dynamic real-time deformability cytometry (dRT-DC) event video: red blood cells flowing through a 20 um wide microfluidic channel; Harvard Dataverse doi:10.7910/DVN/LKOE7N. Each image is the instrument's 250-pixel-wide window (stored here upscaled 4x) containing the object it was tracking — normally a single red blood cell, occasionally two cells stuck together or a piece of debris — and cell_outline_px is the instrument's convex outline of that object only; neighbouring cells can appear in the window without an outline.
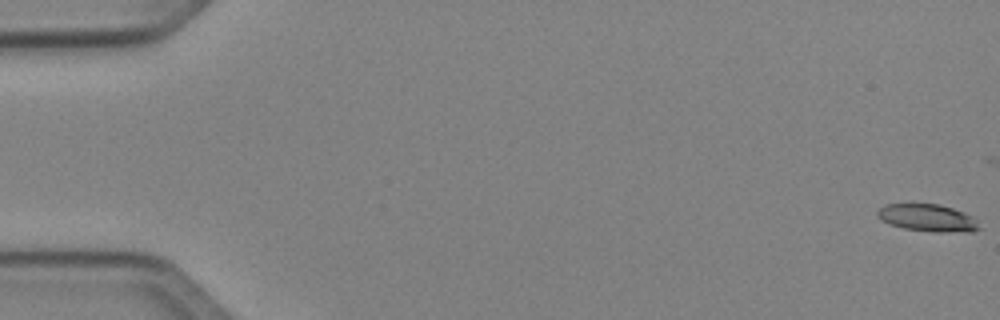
{"species": "Egyptian fruit bat (a non-hibernating species)", "species_latin": "Rousettus aegyptiacus", "temperature_condition": "cold", "stored_images_in_passage": 25, "camera_frame_rate_fps": 3000, "um_per_image_px": 0.085, "animal": {"sex": "female"}, "frame": {"image": 1, "passage_image": 1, "time_ms": 0.0, "image_size_px": [1000, 320], "cell_outline_px": [[980, 228], [972, 232], [936, 232], [904, 228], [880, 220], [876, 216], [876, 212], [884, 204], [940, 204], [964, 212], [972, 216], [976, 220]], "centroid_in_image_um": [78.85, 18.52], "position_along_channel_um": 6.1, "area_um2": 16.18}}
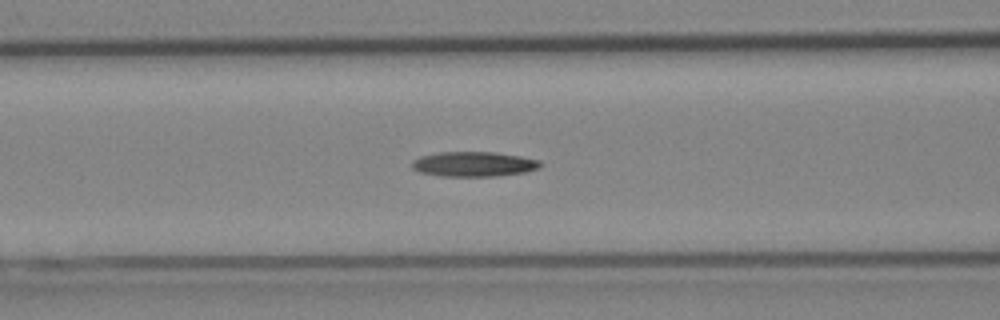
{"frame": {"image": 2, "passage_image": 22, "time_ms": 7.0, "image_size_px": [1000, 320], "cell_outline_px": [[544, 164], [536, 168], [524, 172], [496, 176], [440, 176], [420, 172], [412, 168], [412, 160], [420, 156], [440, 152], [492, 152], [520, 156], [540, 160]], "centroid_in_image_um": [40.25, 13.94], "position_along_channel_um": 126.4, "area_um2": 18.55}}
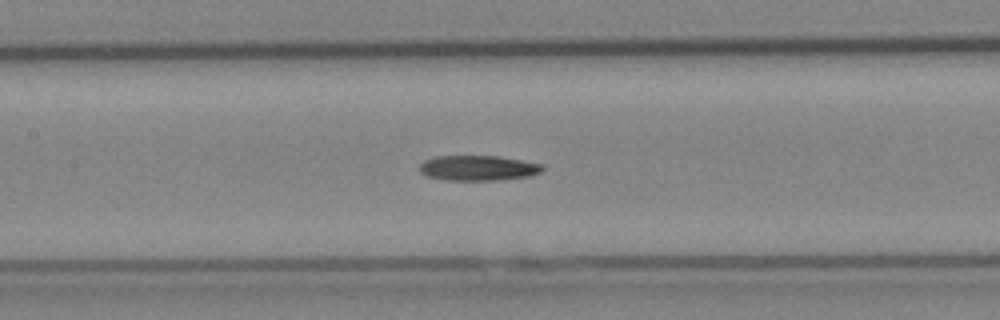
{"frame": {"image": 3, "passage_image": 25, "time_ms": 8.0, "image_size_px": [1000, 320], "cell_outline_px": [[544, 168], [540, 172], [528, 176], [496, 180], [448, 180], [428, 176], [420, 172], [420, 164], [424, 160], [436, 156], [500, 156], [544, 164]], "centroid_in_image_um": [40.65, 14.27], "position_along_channel_um": 166.7, "area_um2": 17.98}}